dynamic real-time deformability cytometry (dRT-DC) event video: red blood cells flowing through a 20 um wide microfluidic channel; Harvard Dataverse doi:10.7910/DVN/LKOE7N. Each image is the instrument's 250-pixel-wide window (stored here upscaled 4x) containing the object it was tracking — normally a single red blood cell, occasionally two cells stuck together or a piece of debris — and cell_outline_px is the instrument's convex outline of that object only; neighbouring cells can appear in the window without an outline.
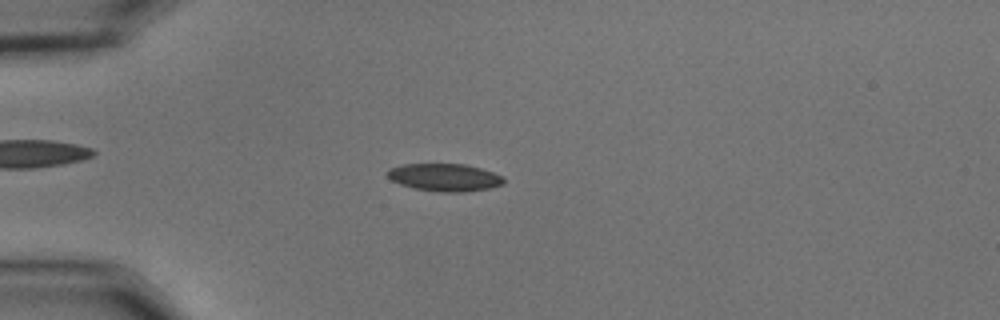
{"species": "common noctule bat (a hibernating species)", "species_latin": "Nyctalus noctula", "temperature_condition": "cold", "stored_images_in_passage": 55, "camera_frame_rate_fps": 3000, "um_per_image_px": 0.085, "animal": {"sex": "male", "body_mass_g": 15.6}, "frame": {"image": 1, "passage_image": 15, "time_ms": 4.667, "image_size_px": [1000, 320], "cell_outline_px": [[504, 184], [492, 188], [464, 192], [440, 192], [416, 188], [400, 184], [392, 180], [384, 172], [388, 168], [404, 164], [464, 164], [480, 168], [504, 176]], "centroid_in_image_um": [37.8, 15.08], "position_along_channel_um": 47.2, "area_um2": 18.79}}
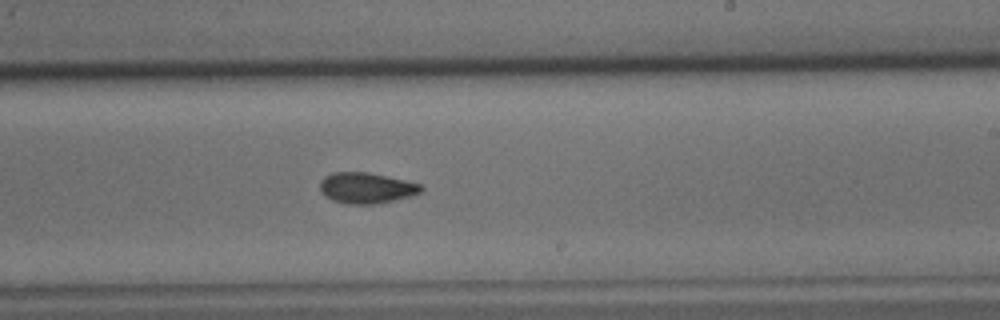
{"frame": {"image": 2, "passage_image": 34, "time_ms": 11.0, "image_size_px": [1000, 320], "cell_outline_px": [[424, 188], [420, 192], [408, 196], [376, 204], [348, 204], [332, 200], [324, 196], [320, 192], [320, 180], [324, 176], [332, 172], [368, 172], [424, 184]], "centroid_in_image_um": [31.11, 15.96], "position_along_channel_um": 257.9, "area_um2": 18.26}}
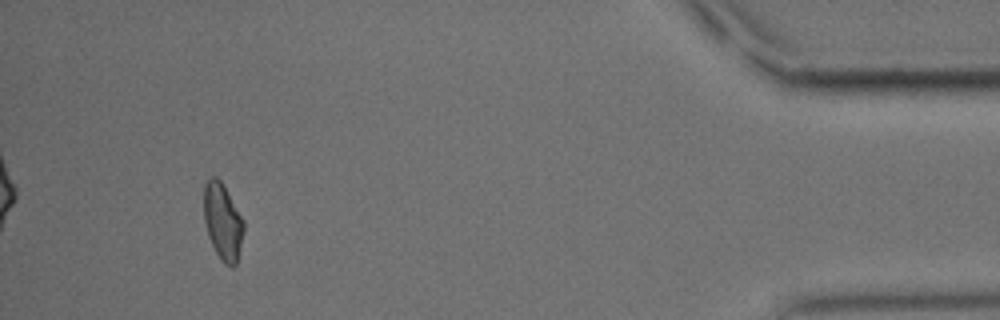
{"frame": {"image": 3, "passage_image": 52, "time_ms": 17.0, "image_size_px": [1000, 320], "cell_outline_px": [[244, 232], [236, 264], [232, 268], [224, 264], [216, 252], [208, 236], [204, 220], [204, 184], [212, 176], [216, 176], [220, 180], [244, 220]], "centroid_in_image_um": [18.93, 18.85], "position_along_channel_um": 416.3, "area_um2": 17.69}, "authors_computed_cell_mechanics": {"area_um2": 17.918, "velocity_mm_per_s": 3.6359, "shape_relaxation_time_tau1_ms": null, "shape_relaxation_time_tau2_ms": 2.9764, "deformation_change_tau1": null, "deformation_change_tau2": 0.0741}}